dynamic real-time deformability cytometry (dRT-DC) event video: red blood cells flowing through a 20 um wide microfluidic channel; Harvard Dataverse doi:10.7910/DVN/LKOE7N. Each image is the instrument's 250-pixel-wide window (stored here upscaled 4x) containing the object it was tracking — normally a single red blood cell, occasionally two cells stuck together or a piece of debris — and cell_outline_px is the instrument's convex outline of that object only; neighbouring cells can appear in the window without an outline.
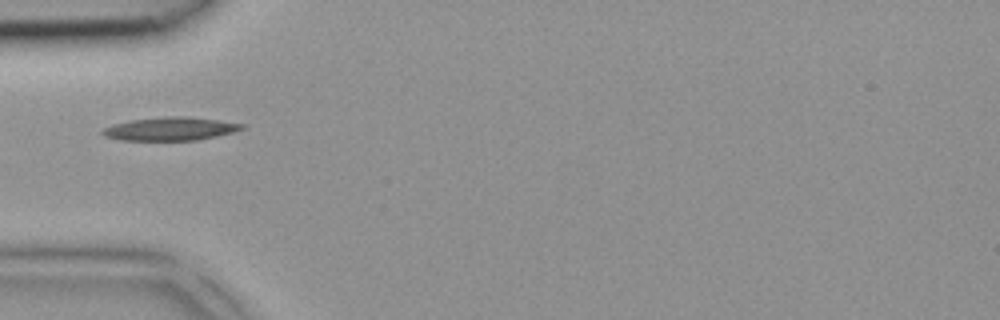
{"species": "common noctule bat (a hibernating species)", "species_latin": "Nyctalus noctula", "temperature_condition": "room temperature", "stored_images_in_passage": 2, "camera_frame_rate_fps": 3000, "um_per_image_px": 0.085, "animal": {"sex": "female", "body_mass_g": 18.4}, "frame": {"image": 1, "passage_image": 2, "time_ms": 0.333, "image_size_px": [1000, 320], "cell_outline_px": [[244, 128], [232, 132], [216, 136], [196, 140], [120, 140], [104, 136], [100, 132], [104, 128], [112, 124], [132, 120], [168, 116], [184, 116], [216, 120], [244, 124]], "centroid_in_image_um": [14.43, 10.95], "position_along_channel_um": 70.6, "area_um2": 18.67}}